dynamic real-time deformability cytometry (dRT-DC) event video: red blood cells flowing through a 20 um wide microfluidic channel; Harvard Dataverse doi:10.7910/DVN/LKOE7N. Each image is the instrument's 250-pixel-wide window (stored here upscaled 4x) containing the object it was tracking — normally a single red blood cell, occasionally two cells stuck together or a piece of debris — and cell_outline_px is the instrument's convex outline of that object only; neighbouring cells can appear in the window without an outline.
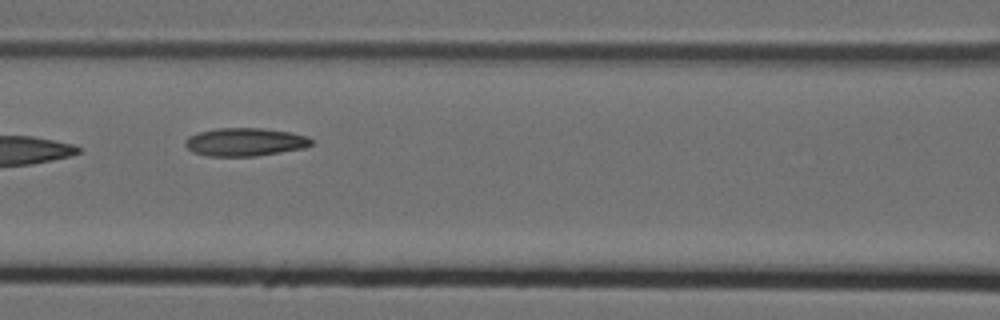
{"species": "Egyptian fruit bat (a non-hibernating species)", "species_latin": "Rousettus aegyptiacus", "temperature_condition": "cold", "stored_images_in_passage": 9, "camera_frame_rate_fps": 3000, "um_per_image_px": 0.085, "animal": {"sex": "female"}, "frame": {"image": 1, "passage_image": 8, "time_ms": 2.333, "image_size_px": [1000, 320], "cell_outline_px": [[312, 144], [304, 148], [256, 156], [208, 156], [192, 152], [184, 144], [184, 140], [188, 136], [200, 132], [216, 128], [264, 128], [288, 132], [308, 136], [312, 140]], "centroid_in_image_um": [20.8, 12.07], "position_along_channel_um": 145.8, "area_um2": 20.69}}
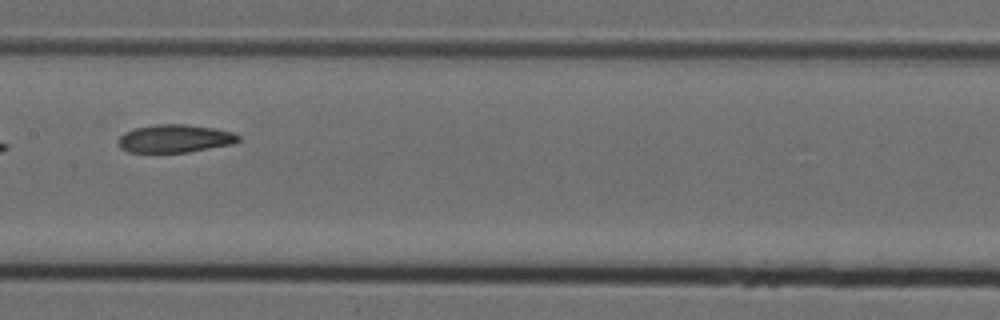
{"frame": {"image": 2, "passage_image": 9, "time_ms": 2.667, "image_size_px": [1000, 320], "cell_outline_px": [[240, 140], [236, 144], [188, 152], [128, 152], [120, 148], [116, 140], [124, 132], [132, 128], [156, 124], [184, 124], [212, 128], [236, 132], [240, 136]], "centroid_in_image_um": [14.87, 11.78], "position_along_channel_um": 192.5, "area_um2": 19.94}}